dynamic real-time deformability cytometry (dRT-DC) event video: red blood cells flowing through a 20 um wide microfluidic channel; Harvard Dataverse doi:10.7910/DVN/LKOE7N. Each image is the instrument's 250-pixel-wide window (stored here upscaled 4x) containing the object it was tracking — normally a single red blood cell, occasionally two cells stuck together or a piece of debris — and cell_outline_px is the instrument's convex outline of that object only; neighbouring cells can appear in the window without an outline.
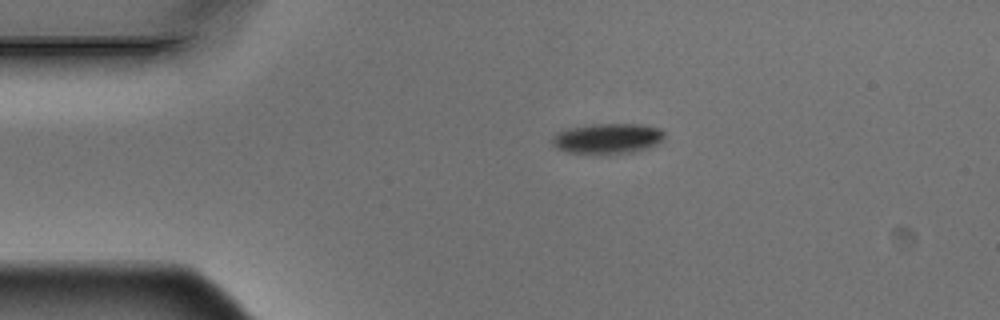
{"species": "Egyptian fruit bat (a non-hibernating species)", "species_latin": "Rousettus aegyptiacus", "temperature_condition": "warm", "stored_images_in_passage": 2, "camera_frame_rate_fps": 3000, "um_per_image_px": 0.085, "animal": {"sex": "male"}, "frame": {"image": 1, "passage_image": 1, "time_ms": 0.0, "image_size_px": [1000, 320], "cell_outline_px": [[664, 140], [648, 148], [632, 152], [568, 152], [556, 148], [552, 144], [552, 136], [556, 132], [572, 128], [592, 124], [640, 124], [660, 128], [664, 132]], "centroid_in_image_um": [51.67, 11.74], "position_along_channel_um": 33.3, "area_um2": 19.42}}